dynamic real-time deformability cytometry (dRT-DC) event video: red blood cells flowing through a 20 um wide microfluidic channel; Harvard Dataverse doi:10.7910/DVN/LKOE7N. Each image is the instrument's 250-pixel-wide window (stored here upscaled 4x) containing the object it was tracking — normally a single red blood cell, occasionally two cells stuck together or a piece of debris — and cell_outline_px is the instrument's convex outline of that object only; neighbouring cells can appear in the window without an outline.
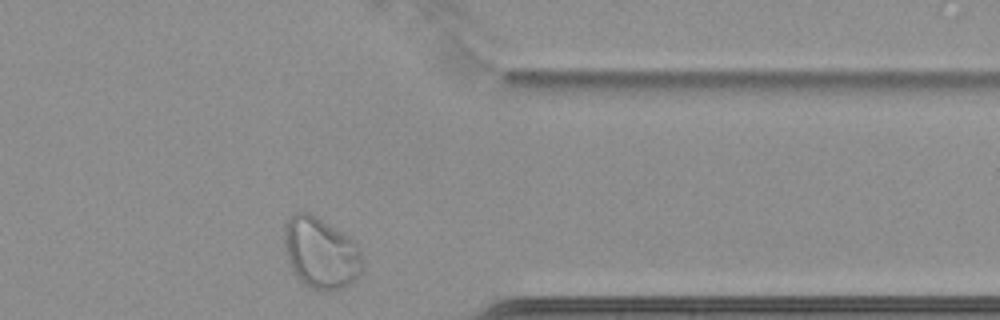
{"species": "common noctule bat (a hibernating species)", "species_latin": "Nyctalus noctula", "temperature_condition": "cold", "stored_images_in_passage": 35, "camera_frame_rate_fps": 3000, "um_per_image_px": 0.085, "animal": {"sex": "female", "body_mass_g": 22.7, "forearm_length_mm": 54.2}, "frame": {"image": 1, "passage_image": 35, "time_ms": 11.333, "image_size_px": [1000, 320], "cell_outline_px": [[360, 272], [348, 284], [340, 288], [328, 292], [324, 292], [312, 288], [300, 280], [292, 272], [288, 264], [284, 252], [284, 224], [296, 212], [304, 208], [356, 240], [360, 252]], "centroid_in_image_um": [27.21, 21.45], "position_along_channel_um": 384.2, "area_um2": 32.83}}